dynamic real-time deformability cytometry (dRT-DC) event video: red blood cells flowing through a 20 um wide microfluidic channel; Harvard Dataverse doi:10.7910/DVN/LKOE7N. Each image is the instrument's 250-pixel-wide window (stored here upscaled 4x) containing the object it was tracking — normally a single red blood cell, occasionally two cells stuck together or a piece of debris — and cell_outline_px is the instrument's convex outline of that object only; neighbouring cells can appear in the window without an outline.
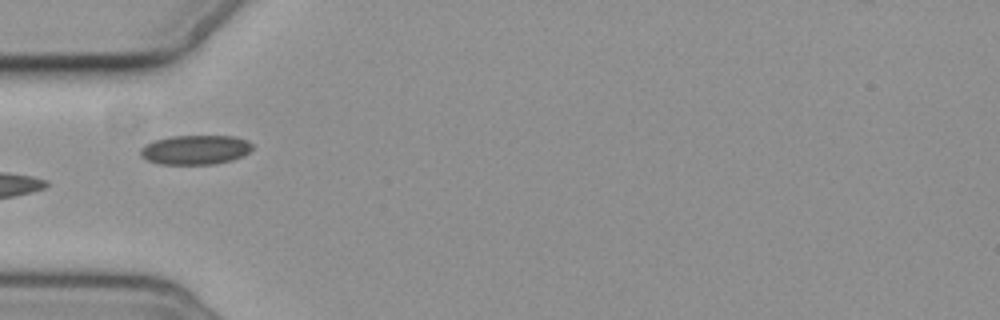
{"species": "common noctule bat (a hibernating species)", "species_latin": "Nyctalus noctula", "temperature_condition": "cold", "stored_images_in_passage": 7, "camera_frame_rate_fps": 3000, "um_per_image_px": 0.085, "animal": {"sex": "female", "body_mass_g": 19.3, "forearm_length_mm": 54.1}, "frame": {"image": 1, "passage_image": 5, "time_ms": 4.333, "image_size_px": [1000, 320], "cell_outline_px": [[252, 148], [248, 152], [232, 160], [216, 164], [160, 164], [148, 160], [140, 156], [140, 148], [144, 144], [156, 140], [172, 136], [236, 136], [248, 140], [252, 144]], "centroid_in_image_um": [16.59, 12.73], "position_along_channel_um": 68.4, "area_um2": 19.19}}
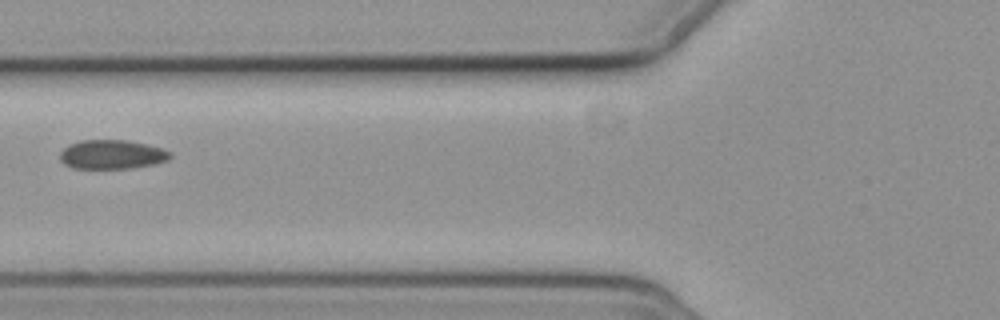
{"frame": {"image": 2, "passage_image": 6, "time_ms": 5.667, "image_size_px": [1000, 320], "cell_outline_px": [[172, 156], [168, 160], [152, 164], [132, 168], [76, 168], [64, 164], [60, 160], [60, 152], [64, 148], [80, 140], [128, 140], [160, 148], [172, 152]], "centroid_in_image_um": [9.52, 13.13], "position_along_channel_um": 116.3, "area_um2": 18.5}}
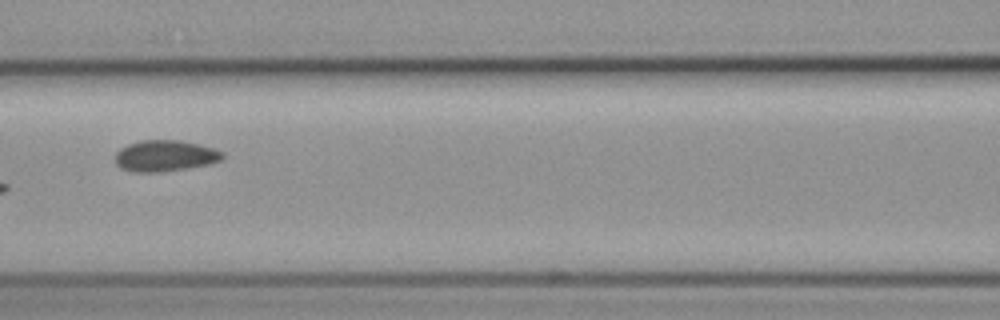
{"frame": {"image": 3, "passage_image": 7, "time_ms": 6.667, "image_size_px": [1000, 320], "cell_outline_px": [[224, 156], [220, 160], [208, 164], [160, 172], [132, 172], [120, 168], [116, 164], [116, 152], [120, 148], [128, 144], [140, 140], [180, 140], [200, 144], [224, 152]], "centroid_in_image_um": [14.0, 13.23], "position_along_channel_um": 152.6, "area_um2": 19.48}}